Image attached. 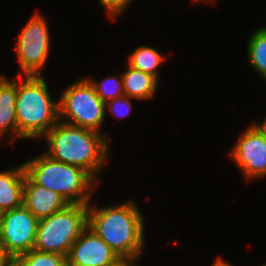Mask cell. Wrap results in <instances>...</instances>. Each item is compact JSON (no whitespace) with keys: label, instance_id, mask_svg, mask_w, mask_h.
<instances>
[{"label":"cell","instance_id":"4fadbf2b","mask_svg":"<svg viewBox=\"0 0 266 266\" xmlns=\"http://www.w3.org/2000/svg\"><path fill=\"white\" fill-rule=\"evenodd\" d=\"M25 169L23 163L12 169L0 171V211L23 205Z\"/></svg>","mask_w":266,"mask_h":266},{"label":"cell","instance_id":"2e32d148","mask_svg":"<svg viewBox=\"0 0 266 266\" xmlns=\"http://www.w3.org/2000/svg\"><path fill=\"white\" fill-rule=\"evenodd\" d=\"M246 48L250 67L266 81V25L251 34Z\"/></svg>","mask_w":266,"mask_h":266},{"label":"cell","instance_id":"ba28073f","mask_svg":"<svg viewBox=\"0 0 266 266\" xmlns=\"http://www.w3.org/2000/svg\"><path fill=\"white\" fill-rule=\"evenodd\" d=\"M38 223L24 205L1 212L0 243L11 261L34 248Z\"/></svg>","mask_w":266,"mask_h":266},{"label":"cell","instance_id":"5bb4252c","mask_svg":"<svg viewBox=\"0 0 266 266\" xmlns=\"http://www.w3.org/2000/svg\"><path fill=\"white\" fill-rule=\"evenodd\" d=\"M124 95L134 100H150L156 95L159 81L150 74L132 68L127 64V68L121 73Z\"/></svg>","mask_w":266,"mask_h":266},{"label":"cell","instance_id":"6da1fadb","mask_svg":"<svg viewBox=\"0 0 266 266\" xmlns=\"http://www.w3.org/2000/svg\"><path fill=\"white\" fill-rule=\"evenodd\" d=\"M42 139L48 148L43 151L46 155L56 161L83 169L98 184L100 183V173L111 155V140L107 134L59 120Z\"/></svg>","mask_w":266,"mask_h":266},{"label":"cell","instance_id":"8992f818","mask_svg":"<svg viewBox=\"0 0 266 266\" xmlns=\"http://www.w3.org/2000/svg\"><path fill=\"white\" fill-rule=\"evenodd\" d=\"M59 100V120L101 133L105 103L85 77L67 86Z\"/></svg>","mask_w":266,"mask_h":266},{"label":"cell","instance_id":"8fae6325","mask_svg":"<svg viewBox=\"0 0 266 266\" xmlns=\"http://www.w3.org/2000/svg\"><path fill=\"white\" fill-rule=\"evenodd\" d=\"M70 203L53 190L35 184L25 173L23 205L39 220L66 208Z\"/></svg>","mask_w":266,"mask_h":266},{"label":"cell","instance_id":"9c48e42d","mask_svg":"<svg viewBox=\"0 0 266 266\" xmlns=\"http://www.w3.org/2000/svg\"><path fill=\"white\" fill-rule=\"evenodd\" d=\"M229 157L246 181L266 178V136L251 124L238 137Z\"/></svg>","mask_w":266,"mask_h":266},{"label":"cell","instance_id":"5b68a950","mask_svg":"<svg viewBox=\"0 0 266 266\" xmlns=\"http://www.w3.org/2000/svg\"><path fill=\"white\" fill-rule=\"evenodd\" d=\"M88 226V204H69L39 220L34 250L67 256Z\"/></svg>","mask_w":266,"mask_h":266},{"label":"cell","instance_id":"e0dca14e","mask_svg":"<svg viewBox=\"0 0 266 266\" xmlns=\"http://www.w3.org/2000/svg\"><path fill=\"white\" fill-rule=\"evenodd\" d=\"M11 266H68L67 257L57 253L40 252L32 249L12 261Z\"/></svg>","mask_w":266,"mask_h":266},{"label":"cell","instance_id":"603a6c76","mask_svg":"<svg viewBox=\"0 0 266 266\" xmlns=\"http://www.w3.org/2000/svg\"><path fill=\"white\" fill-rule=\"evenodd\" d=\"M211 266H233V265L228 261H226L225 259L218 257L217 259H215L214 263Z\"/></svg>","mask_w":266,"mask_h":266},{"label":"cell","instance_id":"cb8c5ba5","mask_svg":"<svg viewBox=\"0 0 266 266\" xmlns=\"http://www.w3.org/2000/svg\"><path fill=\"white\" fill-rule=\"evenodd\" d=\"M253 123L266 136V117L263 122H260V124H258V122L256 123V121H254Z\"/></svg>","mask_w":266,"mask_h":266},{"label":"cell","instance_id":"ffe728a7","mask_svg":"<svg viewBox=\"0 0 266 266\" xmlns=\"http://www.w3.org/2000/svg\"><path fill=\"white\" fill-rule=\"evenodd\" d=\"M134 0H99V4L104 7L108 18L115 21L123 12L126 11L129 4Z\"/></svg>","mask_w":266,"mask_h":266},{"label":"cell","instance_id":"277c9868","mask_svg":"<svg viewBox=\"0 0 266 266\" xmlns=\"http://www.w3.org/2000/svg\"><path fill=\"white\" fill-rule=\"evenodd\" d=\"M23 165L35 184L53 190L70 204L92 203L93 191L100 185L83 169L56 161L44 152Z\"/></svg>","mask_w":266,"mask_h":266},{"label":"cell","instance_id":"7a4b0ae2","mask_svg":"<svg viewBox=\"0 0 266 266\" xmlns=\"http://www.w3.org/2000/svg\"><path fill=\"white\" fill-rule=\"evenodd\" d=\"M88 227L119 257H137L144 252L145 219L133 198L123 203L96 207L88 204Z\"/></svg>","mask_w":266,"mask_h":266},{"label":"cell","instance_id":"52a82bcc","mask_svg":"<svg viewBox=\"0 0 266 266\" xmlns=\"http://www.w3.org/2000/svg\"><path fill=\"white\" fill-rule=\"evenodd\" d=\"M50 32L44 16L38 11L19 33L14 50L19 61L18 75H42L43 66L50 56Z\"/></svg>","mask_w":266,"mask_h":266},{"label":"cell","instance_id":"d6986e66","mask_svg":"<svg viewBox=\"0 0 266 266\" xmlns=\"http://www.w3.org/2000/svg\"><path fill=\"white\" fill-rule=\"evenodd\" d=\"M131 100H133V98L123 95L121 97L107 101L105 103L106 112L109 109V113L117 118L127 117L132 110L131 108L133 107Z\"/></svg>","mask_w":266,"mask_h":266},{"label":"cell","instance_id":"44dd1931","mask_svg":"<svg viewBox=\"0 0 266 266\" xmlns=\"http://www.w3.org/2000/svg\"><path fill=\"white\" fill-rule=\"evenodd\" d=\"M140 256L137 257H119L114 263L109 266H139L137 263L140 259Z\"/></svg>","mask_w":266,"mask_h":266},{"label":"cell","instance_id":"ac0fdd59","mask_svg":"<svg viewBox=\"0 0 266 266\" xmlns=\"http://www.w3.org/2000/svg\"><path fill=\"white\" fill-rule=\"evenodd\" d=\"M89 82L93 85L97 95L106 103L112 99L124 95L122 76H108L102 81H96L93 77H87Z\"/></svg>","mask_w":266,"mask_h":266},{"label":"cell","instance_id":"30bf717a","mask_svg":"<svg viewBox=\"0 0 266 266\" xmlns=\"http://www.w3.org/2000/svg\"><path fill=\"white\" fill-rule=\"evenodd\" d=\"M66 257L68 266H109L119 255L87 226Z\"/></svg>","mask_w":266,"mask_h":266},{"label":"cell","instance_id":"d4e9b609","mask_svg":"<svg viewBox=\"0 0 266 266\" xmlns=\"http://www.w3.org/2000/svg\"><path fill=\"white\" fill-rule=\"evenodd\" d=\"M193 2H195V3H196V2H198V3H200V2L203 3V2H204V3H208V4H209V3H210V4H211V3H212V4H215V2H214L213 0H193Z\"/></svg>","mask_w":266,"mask_h":266},{"label":"cell","instance_id":"7402d4cb","mask_svg":"<svg viewBox=\"0 0 266 266\" xmlns=\"http://www.w3.org/2000/svg\"><path fill=\"white\" fill-rule=\"evenodd\" d=\"M11 264L12 261L6 256L0 243V266H11Z\"/></svg>","mask_w":266,"mask_h":266},{"label":"cell","instance_id":"7c38bea8","mask_svg":"<svg viewBox=\"0 0 266 266\" xmlns=\"http://www.w3.org/2000/svg\"><path fill=\"white\" fill-rule=\"evenodd\" d=\"M16 96H17V81L6 78L5 75H0V138H5L6 134L10 141L7 144H12L18 140V128L16 120ZM5 136V137H4Z\"/></svg>","mask_w":266,"mask_h":266},{"label":"cell","instance_id":"9a60e30c","mask_svg":"<svg viewBox=\"0 0 266 266\" xmlns=\"http://www.w3.org/2000/svg\"><path fill=\"white\" fill-rule=\"evenodd\" d=\"M166 56L153 47L140 45L127 58V64L134 69L141 70L159 80V67Z\"/></svg>","mask_w":266,"mask_h":266},{"label":"cell","instance_id":"3957f363","mask_svg":"<svg viewBox=\"0 0 266 266\" xmlns=\"http://www.w3.org/2000/svg\"><path fill=\"white\" fill-rule=\"evenodd\" d=\"M16 120L18 139L39 140L59 121V100L54 101L43 75H18Z\"/></svg>","mask_w":266,"mask_h":266}]
</instances>
